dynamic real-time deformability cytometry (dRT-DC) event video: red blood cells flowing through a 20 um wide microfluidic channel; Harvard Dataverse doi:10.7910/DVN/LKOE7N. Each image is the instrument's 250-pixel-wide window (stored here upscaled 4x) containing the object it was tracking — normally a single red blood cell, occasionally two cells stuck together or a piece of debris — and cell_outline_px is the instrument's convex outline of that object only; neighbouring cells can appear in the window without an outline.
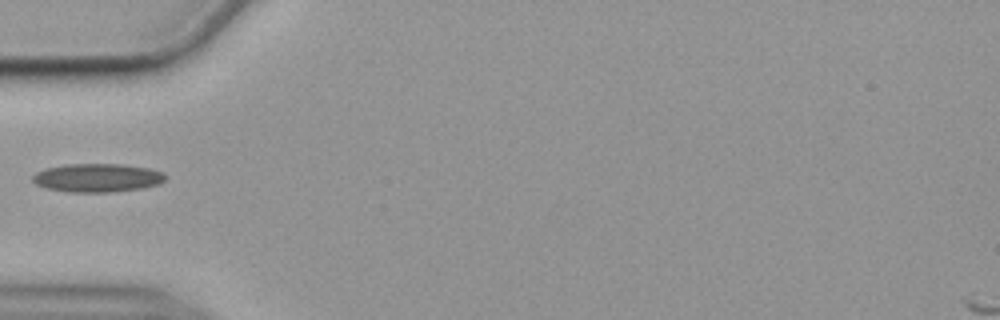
{"species": "common noctule bat (a hibernating species)", "species_latin": "Nyctalus noctula", "temperature_condition": "cold", "stored_images_in_passage": 17, "camera_frame_rate_fps": 3000, "um_per_image_px": 0.085, "animal": {"sex": "female", "body_mass_g": 19.9}, "frame": {"image": 1, "passage_image": 1, "time_ms": 0.0, "image_size_px": [1000, 320], "cell_outline_px": [[164, 180], [160, 184], [144, 188], [112, 192], [68, 192], [44, 188], [36, 184], [32, 180], [32, 176], [36, 172], [44, 168], [64, 164], [124, 164], [148, 168], [164, 172]], "centroid_in_image_um": [8.25, 15.11], "position_along_channel_um": 76.8, "area_um2": 22.31}}